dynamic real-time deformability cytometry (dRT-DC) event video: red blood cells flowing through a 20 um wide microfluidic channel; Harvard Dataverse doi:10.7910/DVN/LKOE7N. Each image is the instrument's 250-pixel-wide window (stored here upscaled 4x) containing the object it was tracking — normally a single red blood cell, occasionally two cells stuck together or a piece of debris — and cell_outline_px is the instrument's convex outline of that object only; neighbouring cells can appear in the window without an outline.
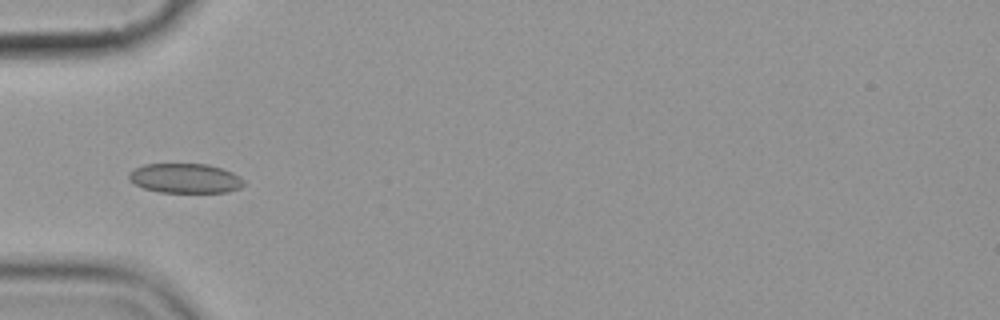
{"species": "common noctule bat (a hibernating species)", "species_latin": "Nyctalus noctula", "temperature_condition": "cold", "stored_images_in_passage": 8, "camera_frame_rate_fps": 3000, "um_per_image_px": 0.085, "animal": {"sex": "female", "body_mass_g": 19.9}, "frame": {"image": 1, "passage_image": 6, "time_ms": 5.667, "image_size_px": [1000, 320], "cell_outline_px": [[244, 184], [240, 188], [228, 192], [160, 192], [144, 188], [128, 180], [128, 176], [136, 168], [144, 164], [208, 164], [232, 172], [240, 176], [244, 180]], "centroid_in_image_um": [15.77, 15.16], "position_along_channel_um": 69.2, "area_um2": 19.71}}
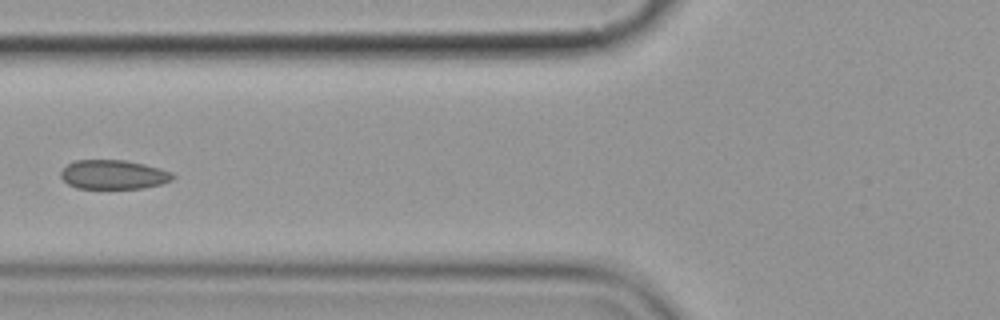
{"frame": {"image": 2, "passage_image": 7, "time_ms": 7.0, "image_size_px": [1000, 320], "cell_outline_px": [[176, 176], [172, 180], [160, 184], [144, 188], [76, 188], [68, 184], [60, 176], [60, 172], [68, 164], [76, 160], [124, 160], [144, 164], [160, 168], [172, 172]], "centroid_in_image_um": [9.66, 14.84], "position_along_channel_um": 116.1, "area_um2": 19.02}}
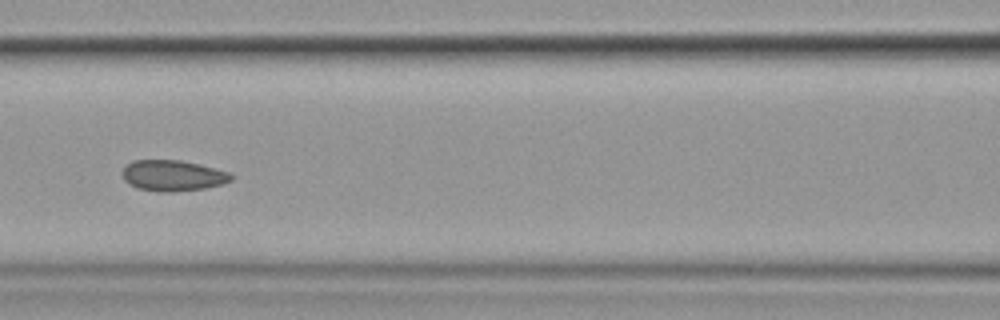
{"frame": {"image": 3, "passage_image": 8, "time_ms": 8.0, "image_size_px": [1000, 320], "cell_outline_px": [[236, 176], [232, 180], [224, 184], [204, 188], [172, 192], [160, 192], [136, 188], [128, 184], [124, 180], [124, 168], [132, 160], [180, 160], [200, 164], [228, 172]], "centroid_in_image_um": [14.72, 14.93], "position_along_channel_um": 151.9, "area_um2": 19.65}}